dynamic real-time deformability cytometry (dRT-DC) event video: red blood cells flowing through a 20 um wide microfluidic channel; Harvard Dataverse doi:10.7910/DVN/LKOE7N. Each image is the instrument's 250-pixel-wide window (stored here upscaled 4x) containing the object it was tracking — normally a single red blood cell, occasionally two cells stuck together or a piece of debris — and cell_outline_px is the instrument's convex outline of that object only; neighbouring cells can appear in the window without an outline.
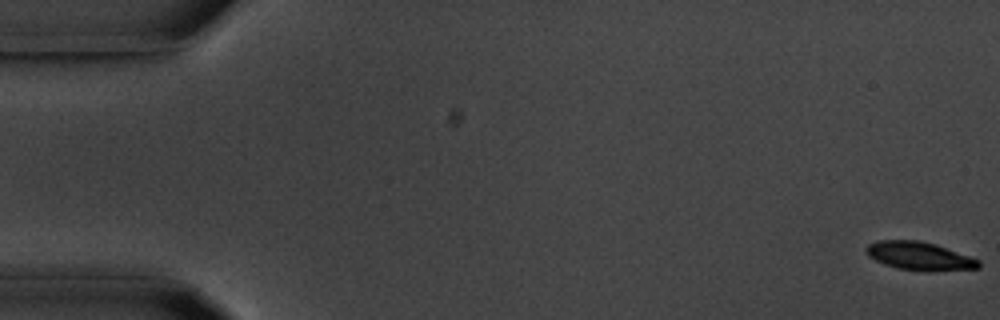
{"species": "common noctule bat (a hibernating species)", "species_latin": "Nyctalus noctula", "temperature_condition": "room temperature", "stored_images_in_passage": 55, "camera_frame_rate_fps": 3000, "um_per_image_px": 0.085, "animal": {"sex": "male", "body_mass_g": 20.1, "forearm_length_mm": 53.5}, "frame": {"image": 1, "passage_image": 1, "time_ms": 0.0, "image_size_px": [1000, 320], "cell_outline_px": [[980, 268], [928, 272], [900, 268], [884, 264], [868, 256], [864, 248], [868, 244], [880, 240], [920, 240], [936, 244], [980, 260]], "centroid_in_image_um": [78.16, 21.76], "position_along_channel_um": 6.8, "area_um2": 18.61}}
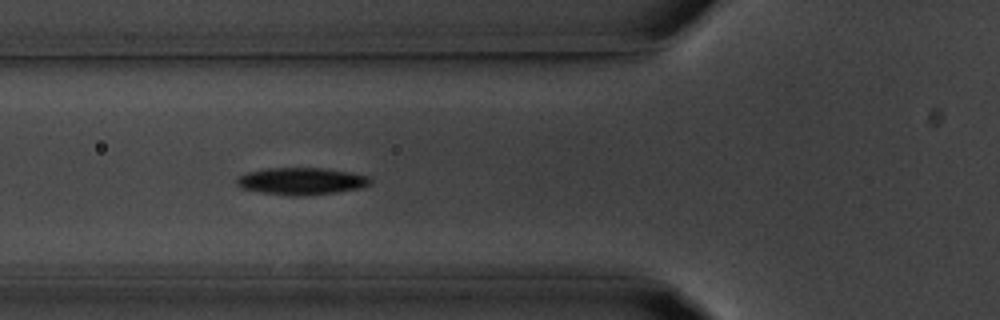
{"frame": {"image": 2, "passage_image": 20, "time_ms": 6.333, "image_size_px": [1000, 320], "cell_outline_px": [[372, 184], [360, 188], [336, 192], [300, 196], [288, 196], [260, 192], [240, 188], [236, 184], [236, 176], [248, 172], [264, 168], [324, 168], [348, 172], [368, 176], [372, 180]], "centroid_in_image_um": [25.58, 15.4], "position_along_channel_um": 100.2, "area_um2": 21.27}}
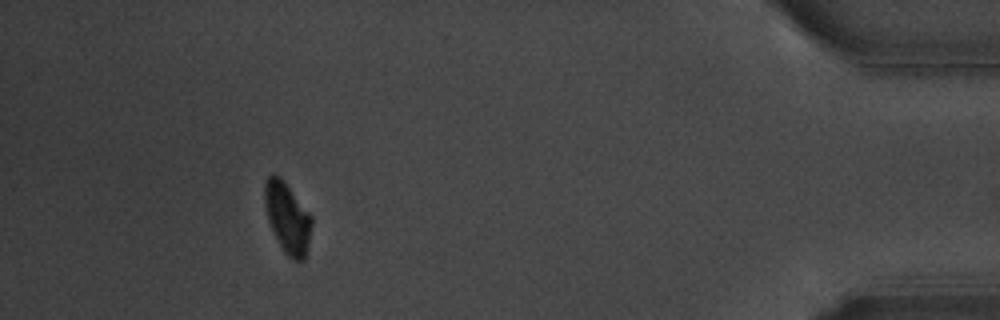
{"frame": {"image": 3, "passage_image": 50, "time_ms": 16.333, "image_size_px": [1000, 320], "cell_outline_px": [[312, 224], [308, 244], [304, 260], [292, 260], [284, 252], [268, 220], [264, 204], [264, 180], [272, 172], [276, 172], [284, 180], [312, 216]], "centroid_in_image_um": [24.41, 18.44], "position_along_channel_um": 410.8, "area_um2": 19.42}, "authors_computed_cell_mechanics": {"area_um2": 20.2878, "velocity_mm_per_s": 3.6986, "shape_relaxation_time_tau1_ms": 1.8651, "shape_relaxation_time_tau2_ms": null, "deformation_change_tau1": 0.1192, "deformation_change_tau2": null}}